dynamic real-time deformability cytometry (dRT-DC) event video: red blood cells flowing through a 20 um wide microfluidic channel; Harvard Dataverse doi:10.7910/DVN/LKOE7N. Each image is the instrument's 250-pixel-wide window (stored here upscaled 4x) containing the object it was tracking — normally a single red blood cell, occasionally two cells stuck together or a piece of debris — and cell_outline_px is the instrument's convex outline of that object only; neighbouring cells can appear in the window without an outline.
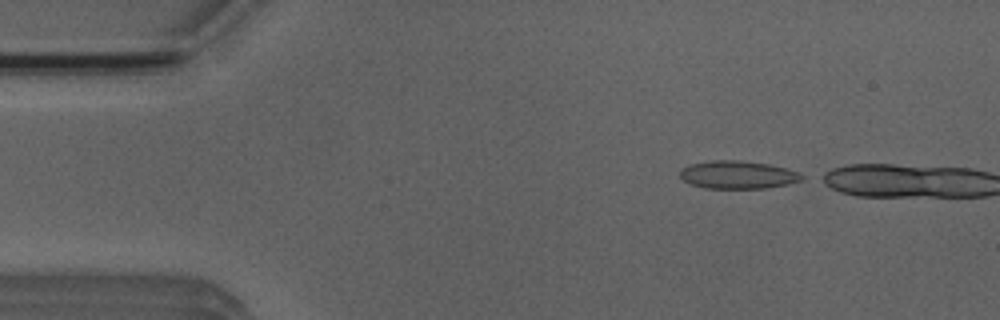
{"species": "Egyptian fruit bat (a non-hibernating species)", "species_latin": "Rousettus aegyptiacus", "temperature_condition": "room temperature", "stored_images_in_passage": 2, "camera_frame_rate_fps": 3000, "um_per_image_px": 0.085, "animal": {"sex": "male"}, "frame": {"image": 1, "passage_image": 1, "time_ms": 0.0, "image_size_px": [1000, 320], "cell_outline_px": [[808, 176], [804, 180], [788, 184], [768, 188], [704, 188], [688, 184], [680, 176], [680, 168], [692, 164], [712, 160], [740, 160], [768, 164], [800, 172]], "centroid_in_image_um": [62.75, 14.86], "position_along_channel_um": 22.2, "area_um2": 20.06}}